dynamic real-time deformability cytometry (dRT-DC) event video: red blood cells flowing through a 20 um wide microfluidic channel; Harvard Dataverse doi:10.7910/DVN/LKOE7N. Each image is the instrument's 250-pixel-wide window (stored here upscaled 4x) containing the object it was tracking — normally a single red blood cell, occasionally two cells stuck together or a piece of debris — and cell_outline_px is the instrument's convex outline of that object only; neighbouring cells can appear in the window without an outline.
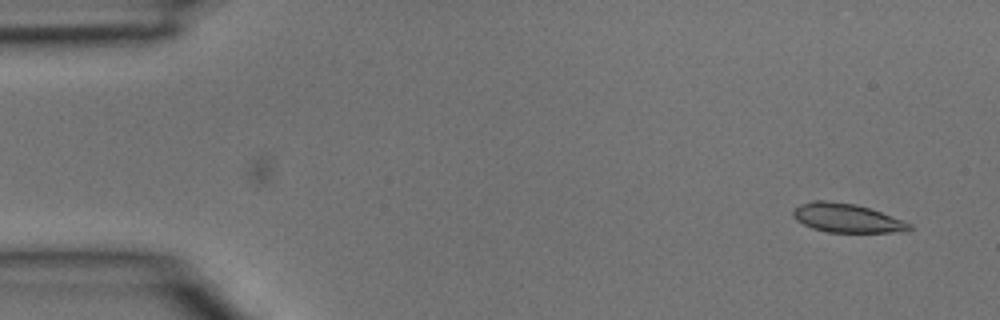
{"species": "common noctule bat (a hibernating species)", "species_latin": "Nyctalus noctula", "temperature_condition": "room temperature", "stored_images_in_passage": 2, "camera_frame_rate_fps": 3000, "um_per_image_px": 0.085, "animal": {"sex": "male", "body_mass_g": 15.6}, "frame": {"image": 1, "passage_image": 2, "time_ms": 0.333, "image_size_px": [1000, 320], "cell_outline_px": [[912, 228], [908, 232], [828, 232], [812, 228], [796, 220], [792, 216], [792, 212], [800, 204], [812, 200], [824, 200], [856, 204], [880, 212], [912, 224]], "centroid_in_image_um": [71.97, 18.53], "position_along_channel_um": 13.0, "area_um2": 19.48}}